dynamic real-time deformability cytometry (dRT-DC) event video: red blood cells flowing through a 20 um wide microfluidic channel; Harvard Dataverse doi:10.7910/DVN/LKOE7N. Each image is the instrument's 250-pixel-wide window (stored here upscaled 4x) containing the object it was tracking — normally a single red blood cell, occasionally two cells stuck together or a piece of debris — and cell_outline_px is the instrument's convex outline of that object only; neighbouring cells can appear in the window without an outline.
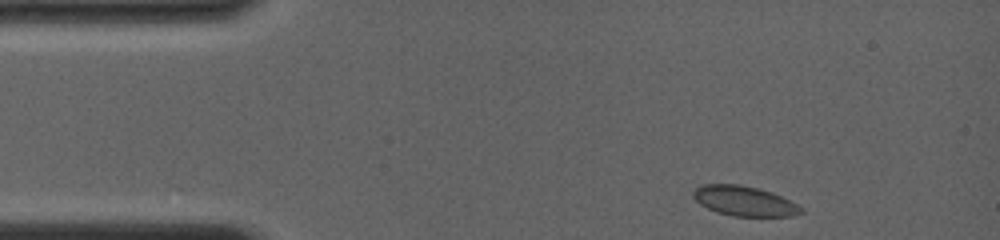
{"species": "common noctule bat (a hibernating species)", "species_latin": "Nyctalus noctula", "temperature_condition": "room temperature", "stored_images_in_passage": 31, "camera_frame_rate_fps": 4000, "um_per_image_px": 0.085, "animal": {"sex": "female", "body_mass_g": 19.0, "forearm_length_mm": 56.7}, "frame": {"image": 1, "passage_image": 1, "time_ms": 0.0, "image_size_px": [1000, 240], "cell_outline_px": [[804, 212], [792, 216], [732, 216], [716, 212], [700, 204], [692, 196], [692, 192], [700, 184], [740, 184], [760, 188], [772, 192], [804, 208]], "centroid_in_image_um": [63.25, 17.08], "position_along_channel_um": 21.7, "area_um2": 18.9}}
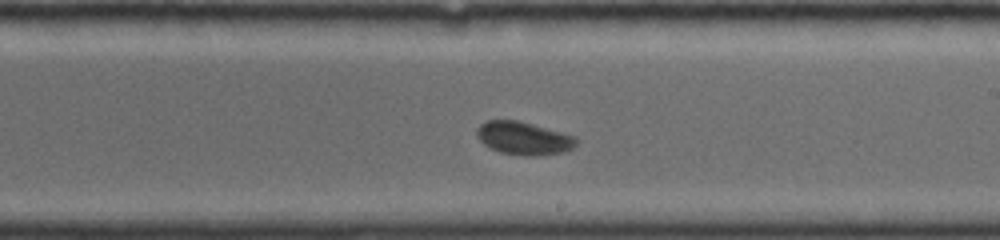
{"frame": {"image": 2, "passage_image": 18, "time_ms": 7.25, "image_size_px": [1000, 240], "cell_outline_px": [[576, 144], [572, 148], [564, 152], [536, 156], [524, 156], [500, 152], [484, 144], [476, 136], [476, 128], [480, 124], [488, 120], [516, 120], [532, 124], [576, 136]], "centroid_in_image_um": [44.5, 11.75], "position_along_channel_um": 244.5, "area_um2": 19.07}}
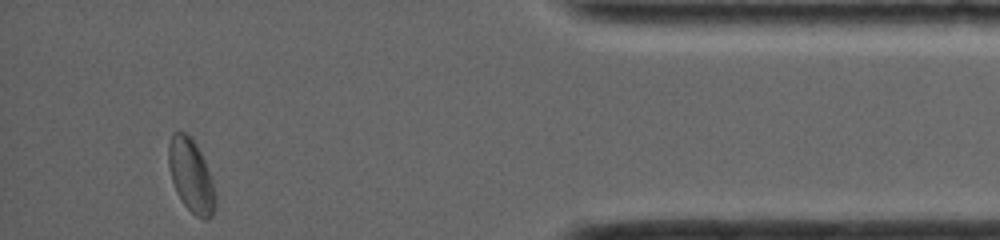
{"frame": {"image": 3, "passage_image": 31, "time_ms": 12.5, "image_size_px": [1000, 240], "cell_outline_px": [[216, 208], [212, 216], [208, 220], [204, 220], [196, 216], [184, 204], [176, 192], [172, 180], [168, 164], [168, 144], [172, 132], [184, 132], [196, 144], [204, 160], [212, 180], [216, 192]], "centroid_in_image_um": [16.25, 14.97], "position_along_channel_um": 418.9, "area_um2": 20.0}, "authors_computed_cell_mechanics": {"area_um2": 18.9006, "velocity_mm_per_s": 3.9843, "shape_relaxation_time_tau1_ms": 4.0109, "shape_relaxation_time_tau2_ms": null, "deformation_change_tau1": 0.101, "deformation_change_tau2": null}}